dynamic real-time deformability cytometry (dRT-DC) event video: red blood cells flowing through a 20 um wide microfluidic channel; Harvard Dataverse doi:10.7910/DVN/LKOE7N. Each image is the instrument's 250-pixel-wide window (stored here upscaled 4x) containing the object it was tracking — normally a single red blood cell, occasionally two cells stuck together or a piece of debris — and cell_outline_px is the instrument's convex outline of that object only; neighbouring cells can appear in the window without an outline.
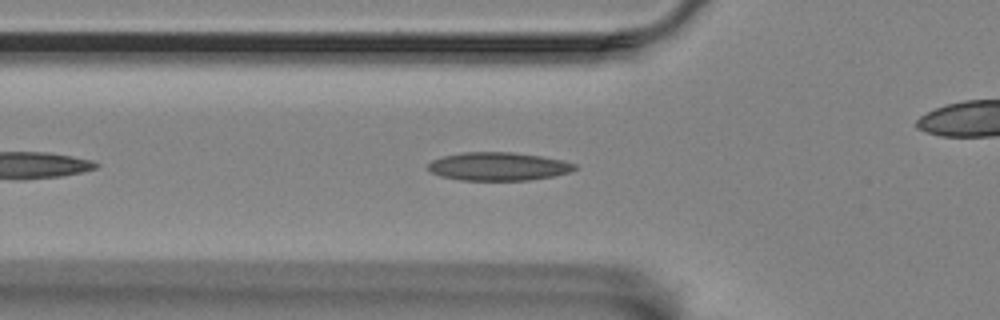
{"species": "Egyptian fruit bat (a non-hibernating species)", "species_latin": "Rousettus aegyptiacus", "temperature_condition": "room temperature", "stored_images_in_passage": 27, "camera_frame_rate_fps": 3000, "um_per_image_px": 0.085, "animal": {"sex": "female"}, "frame": {"image": 1, "passage_image": 5, "time_ms": 1.333, "image_size_px": [1000, 320], "cell_outline_px": [[576, 168], [568, 172], [552, 176], [528, 180], [460, 180], [440, 176], [432, 172], [428, 168], [428, 164], [432, 160], [444, 156], [464, 152], [512, 152], [540, 156], [564, 160], [576, 164]], "centroid_in_image_um": [42.35, 14.14], "position_along_channel_um": 83.5, "area_um2": 23.99}}
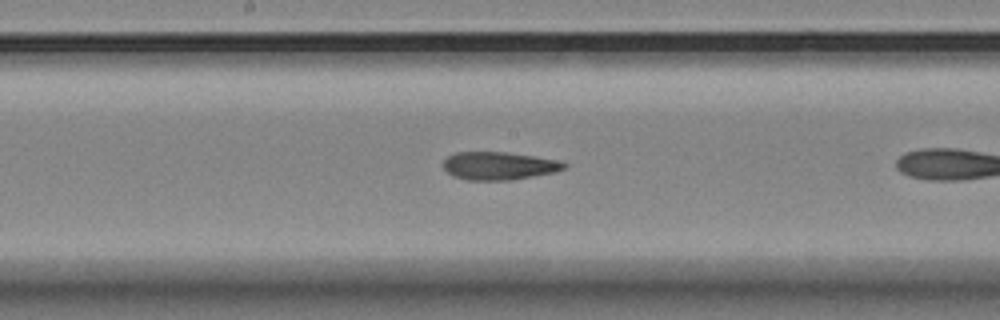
{"frame": {"image": 2, "passage_image": 12, "time_ms": 3.667, "image_size_px": [1000, 320], "cell_outline_px": [[568, 164], [564, 168], [552, 172], [512, 180], [468, 180], [452, 176], [444, 168], [444, 160], [448, 156], [456, 152], [504, 152], [560, 160]], "centroid_in_image_um": [42.39, 14.09], "position_along_channel_um": 205.8, "area_um2": 19.48}}
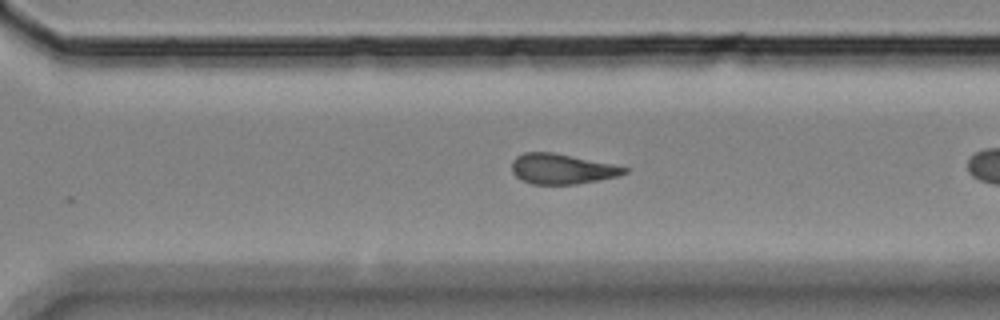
{"frame": {"image": 3, "passage_image": 22, "time_ms": 7.0, "image_size_px": [1000, 320], "cell_outline_px": [[628, 172], [620, 176], [576, 184], [532, 184], [520, 180], [512, 172], [512, 160], [516, 156], [524, 152], [552, 152], [612, 164], [628, 168]], "centroid_in_image_um": [47.74, 14.36], "position_along_channel_um": 322.9, "area_um2": 19.83}}